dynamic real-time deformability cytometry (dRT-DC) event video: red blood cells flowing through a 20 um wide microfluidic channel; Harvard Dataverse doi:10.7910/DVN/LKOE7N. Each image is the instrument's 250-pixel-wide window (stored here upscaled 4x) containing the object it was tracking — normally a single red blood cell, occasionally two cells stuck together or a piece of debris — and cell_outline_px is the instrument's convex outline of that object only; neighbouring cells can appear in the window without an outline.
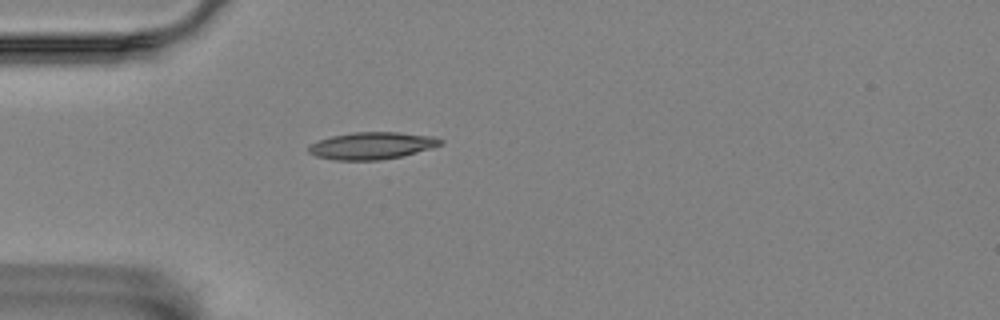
{"species": "Egyptian fruit bat (a non-hibernating species)", "species_latin": "Rousettus aegyptiacus", "temperature_condition": "room temperature", "stored_images_in_passage": 38, "camera_frame_rate_fps": 3000, "um_per_image_px": 0.085, "animal": {"sex": "female"}, "frame": {"image": 1, "passage_image": 1, "time_ms": 0.0, "image_size_px": [1000, 320], "cell_outline_px": [[444, 144], [432, 148], [400, 156], [380, 160], [336, 160], [316, 156], [308, 152], [308, 144], [332, 136], [352, 132], [400, 132], [432, 136], [444, 140]], "centroid_in_image_um": [31.62, 12.37], "position_along_channel_um": 53.4, "area_um2": 20.87}}
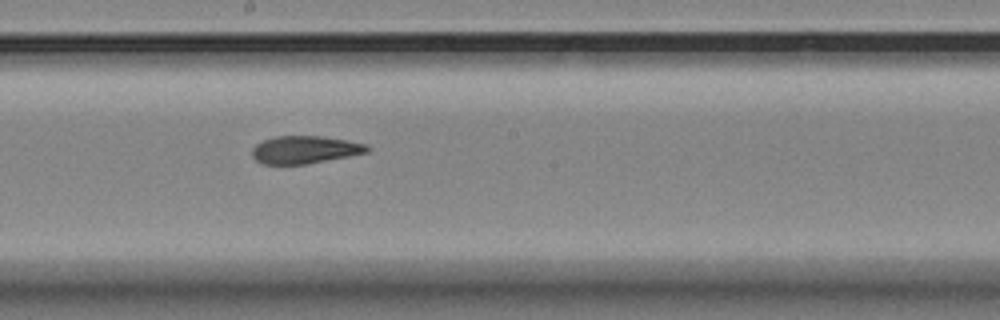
{"frame": {"image": 2, "passage_image": 16, "time_ms": 5.0, "image_size_px": [1000, 320], "cell_outline_px": [[372, 148], [368, 152], [308, 164], [264, 164], [256, 160], [252, 156], [252, 148], [256, 144], [264, 140], [276, 136], [320, 136], [368, 144]], "centroid_in_image_um": [25.92, 12.73], "position_along_channel_um": 222.3, "area_um2": 18.5}}
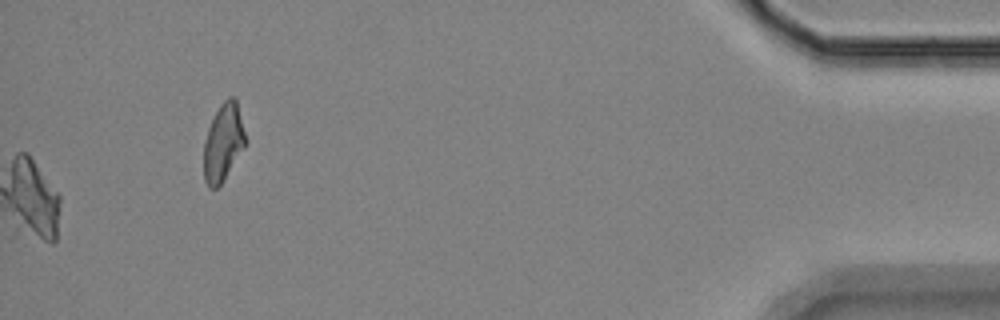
{"frame": {"image": 3, "passage_image": 38, "time_ms": 12.333, "image_size_px": [1000, 320], "cell_outline_px": [[244, 148], [220, 184], [216, 188], [212, 188], [204, 180], [204, 144], [208, 128], [220, 104], [228, 96], [232, 96], [236, 100], [244, 132]], "centroid_in_image_um": [18.95, 12.09], "position_along_channel_um": 416.2, "area_um2": 18.15}, "authors_computed_cell_mechanics": {"area_um2": 19.652, "velocity_mm_per_s": 3.5219, "shape_relaxation_time_tau1_ms": 6.9908, "shape_relaxation_time_tau2_ms": 2.9415, "deformation_change_tau1": 0.1911, "deformation_change_tau2": 0.105}}